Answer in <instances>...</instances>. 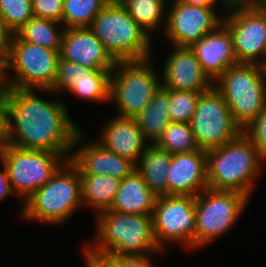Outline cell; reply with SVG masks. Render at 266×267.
<instances>
[{"label":"cell","mask_w":266,"mask_h":267,"mask_svg":"<svg viewBox=\"0 0 266 267\" xmlns=\"http://www.w3.org/2000/svg\"><path fill=\"white\" fill-rule=\"evenodd\" d=\"M33 89L9 88L8 144L46 150L71 158L74 140L82 130L72 121L68 107L58 99L39 98Z\"/></svg>","instance_id":"obj_1"},{"label":"cell","mask_w":266,"mask_h":267,"mask_svg":"<svg viewBox=\"0 0 266 267\" xmlns=\"http://www.w3.org/2000/svg\"><path fill=\"white\" fill-rule=\"evenodd\" d=\"M96 241L87 242L83 255L99 260L104 255L146 256L164 253L157 245L152 215L124 214L111 210L96 215Z\"/></svg>","instance_id":"obj_2"},{"label":"cell","mask_w":266,"mask_h":267,"mask_svg":"<svg viewBox=\"0 0 266 267\" xmlns=\"http://www.w3.org/2000/svg\"><path fill=\"white\" fill-rule=\"evenodd\" d=\"M206 155L208 188L239 192L251 199L255 179L266 159L243 133L207 150Z\"/></svg>","instance_id":"obj_3"},{"label":"cell","mask_w":266,"mask_h":267,"mask_svg":"<svg viewBox=\"0 0 266 267\" xmlns=\"http://www.w3.org/2000/svg\"><path fill=\"white\" fill-rule=\"evenodd\" d=\"M82 204V181L77 166L69 159L51 179L38 188L21 209L22 217L49 224H63Z\"/></svg>","instance_id":"obj_4"},{"label":"cell","mask_w":266,"mask_h":267,"mask_svg":"<svg viewBox=\"0 0 266 267\" xmlns=\"http://www.w3.org/2000/svg\"><path fill=\"white\" fill-rule=\"evenodd\" d=\"M116 61L151 59V37L119 0H111L88 27Z\"/></svg>","instance_id":"obj_5"},{"label":"cell","mask_w":266,"mask_h":267,"mask_svg":"<svg viewBox=\"0 0 266 267\" xmlns=\"http://www.w3.org/2000/svg\"><path fill=\"white\" fill-rule=\"evenodd\" d=\"M213 86L242 129L266 106V68L260 64L237 63L222 73Z\"/></svg>","instance_id":"obj_6"},{"label":"cell","mask_w":266,"mask_h":267,"mask_svg":"<svg viewBox=\"0 0 266 267\" xmlns=\"http://www.w3.org/2000/svg\"><path fill=\"white\" fill-rule=\"evenodd\" d=\"M150 59L117 61L110 74L109 100L117 115L135 118L153 99L161 85Z\"/></svg>","instance_id":"obj_7"},{"label":"cell","mask_w":266,"mask_h":267,"mask_svg":"<svg viewBox=\"0 0 266 267\" xmlns=\"http://www.w3.org/2000/svg\"><path fill=\"white\" fill-rule=\"evenodd\" d=\"M0 160L8 172L14 195H19L25 202L51 179L67 159L56 152L23 149L7 144L0 149Z\"/></svg>","instance_id":"obj_8"},{"label":"cell","mask_w":266,"mask_h":267,"mask_svg":"<svg viewBox=\"0 0 266 267\" xmlns=\"http://www.w3.org/2000/svg\"><path fill=\"white\" fill-rule=\"evenodd\" d=\"M59 59L60 51L23 41L14 34L6 59L7 71L15 74L11 78L7 72L9 88L50 90L57 76Z\"/></svg>","instance_id":"obj_9"},{"label":"cell","mask_w":266,"mask_h":267,"mask_svg":"<svg viewBox=\"0 0 266 267\" xmlns=\"http://www.w3.org/2000/svg\"><path fill=\"white\" fill-rule=\"evenodd\" d=\"M250 199L235 191L206 188L195 197V250L232 229Z\"/></svg>","instance_id":"obj_10"},{"label":"cell","mask_w":266,"mask_h":267,"mask_svg":"<svg viewBox=\"0 0 266 267\" xmlns=\"http://www.w3.org/2000/svg\"><path fill=\"white\" fill-rule=\"evenodd\" d=\"M153 233L164 251L168 242L195 249V197L190 195L158 196L152 213ZM166 244V245H165Z\"/></svg>","instance_id":"obj_11"},{"label":"cell","mask_w":266,"mask_h":267,"mask_svg":"<svg viewBox=\"0 0 266 267\" xmlns=\"http://www.w3.org/2000/svg\"><path fill=\"white\" fill-rule=\"evenodd\" d=\"M190 127L200 149L220 147L242 133L221 93L212 86L201 93Z\"/></svg>","instance_id":"obj_12"},{"label":"cell","mask_w":266,"mask_h":267,"mask_svg":"<svg viewBox=\"0 0 266 267\" xmlns=\"http://www.w3.org/2000/svg\"><path fill=\"white\" fill-rule=\"evenodd\" d=\"M225 10L227 16L223 18V24L232 36L237 62L265 67L266 7L263 4L235 5Z\"/></svg>","instance_id":"obj_13"},{"label":"cell","mask_w":266,"mask_h":267,"mask_svg":"<svg viewBox=\"0 0 266 267\" xmlns=\"http://www.w3.org/2000/svg\"><path fill=\"white\" fill-rule=\"evenodd\" d=\"M167 10L164 34L177 47H191L207 33L217 29L223 23L215 8H204L171 1Z\"/></svg>","instance_id":"obj_14"},{"label":"cell","mask_w":266,"mask_h":267,"mask_svg":"<svg viewBox=\"0 0 266 267\" xmlns=\"http://www.w3.org/2000/svg\"><path fill=\"white\" fill-rule=\"evenodd\" d=\"M170 54L161 72L163 88L203 93L213 86L190 47L174 46Z\"/></svg>","instance_id":"obj_15"},{"label":"cell","mask_w":266,"mask_h":267,"mask_svg":"<svg viewBox=\"0 0 266 267\" xmlns=\"http://www.w3.org/2000/svg\"><path fill=\"white\" fill-rule=\"evenodd\" d=\"M80 130L74 140L70 160L77 166L80 175H107L118 179L128 176L136 165L127 158L106 150L97 141L84 143ZM84 143L82 146L81 143ZM80 143L81 147L78 146ZM79 147L78 150H75Z\"/></svg>","instance_id":"obj_16"},{"label":"cell","mask_w":266,"mask_h":267,"mask_svg":"<svg viewBox=\"0 0 266 267\" xmlns=\"http://www.w3.org/2000/svg\"><path fill=\"white\" fill-rule=\"evenodd\" d=\"M206 150L177 153L167 172V195L198 196L208 188Z\"/></svg>","instance_id":"obj_17"},{"label":"cell","mask_w":266,"mask_h":267,"mask_svg":"<svg viewBox=\"0 0 266 267\" xmlns=\"http://www.w3.org/2000/svg\"><path fill=\"white\" fill-rule=\"evenodd\" d=\"M60 59L96 70H112L117 62L88 27L64 29Z\"/></svg>","instance_id":"obj_18"},{"label":"cell","mask_w":266,"mask_h":267,"mask_svg":"<svg viewBox=\"0 0 266 267\" xmlns=\"http://www.w3.org/2000/svg\"><path fill=\"white\" fill-rule=\"evenodd\" d=\"M190 49L212 82L229 67L238 63L234 54L232 36L223 23L193 44Z\"/></svg>","instance_id":"obj_19"},{"label":"cell","mask_w":266,"mask_h":267,"mask_svg":"<svg viewBox=\"0 0 266 267\" xmlns=\"http://www.w3.org/2000/svg\"><path fill=\"white\" fill-rule=\"evenodd\" d=\"M99 135L101 137L97 142L106 150L129 159L135 165L150 145L136 120L129 117L116 115L115 118L107 121Z\"/></svg>","instance_id":"obj_20"},{"label":"cell","mask_w":266,"mask_h":267,"mask_svg":"<svg viewBox=\"0 0 266 267\" xmlns=\"http://www.w3.org/2000/svg\"><path fill=\"white\" fill-rule=\"evenodd\" d=\"M156 198L142 174L134 169L121 180L109 210L124 214L152 215Z\"/></svg>","instance_id":"obj_21"},{"label":"cell","mask_w":266,"mask_h":267,"mask_svg":"<svg viewBox=\"0 0 266 267\" xmlns=\"http://www.w3.org/2000/svg\"><path fill=\"white\" fill-rule=\"evenodd\" d=\"M169 104L170 89L161 86L145 109L134 118L150 144H155L171 123Z\"/></svg>","instance_id":"obj_22"},{"label":"cell","mask_w":266,"mask_h":267,"mask_svg":"<svg viewBox=\"0 0 266 267\" xmlns=\"http://www.w3.org/2000/svg\"><path fill=\"white\" fill-rule=\"evenodd\" d=\"M172 155L155 144H150L141 155L136 169L155 196L167 195V172Z\"/></svg>","instance_id":"obj_23"},{"label":"cell","mask_w":266,"mask_h":267,"mask_svg":"<svg viewBox=\"0 0 266 267\" xmlns=\"http://www.w3.org/2000/svg\"><path fill=\"white\" fill-rule=\"evenodd\" d=\"M82 181V204L100 212L109 210L121 179L107 175H80Z\"/></svg>","instance_id":"obj_24"},{"label":"cell","mask_w":266,"mask_h":267,"mask_svg":"<svg viewBox=\"0 0 266 267\" xmlns=\"http://www.w3.org/2000/svg\"><path fill=\"white\" fill-rule=\"evenodd\" d=\"M58 25L54 20L33 17L15 34L23 41L60 51L65 28Z\"/></svg>","instance_id":"obj_25"},{"label":"cell","mask_w":266,"mask_h":267,"mask_svg":"<svg viewBox=\"0 0 266 267\" xmlns=\"http://www.w3.org/2000/svg\"><path fill=\"white\" fill-rule=\"evenodd\" d=\"M131 17L149 36L162 24L165 27L167 0H119ZM165 15V16H164ZM164 20V21H163Z\"/></svg>","instance_id":"obj_26"},{"label":"cell","mask_w":266,"mask_h":267,"mask_svg":"<svg viewBox=\"0 0 266 267\" xmlns=\"http://www.w3.org/2000/svg\"><path fill=\"white\" fill-rule=\"evenodd\" d=\"M110 74L111 70H96L81 65V76L69 93L91 101H110Z\"/></svg>","instance_id":"obj_27"},{"label":"cell","mask_w":266,"mask_h":267,"mask_svg":"<svg viewBox=\"0 0 266 267\" xmlns=\"http://www.w3.org/2000/svg\"><path fill=\"white\" fill-rule=\"evenodd\" d=\"M111 0H63L62 24L65 29L89 27Z\"/></svg>","instance_id":"obj_28"},{"label":"cell","mask_w":266,"mask_h":267,"mask_svg":"<svg viewBox=\"0 0 266 267\" xmlns=\"http://www.w3.org/2000/svg\"><path fill=\"white\" fill-rule=\"evenodd\" d=\"M155 145L168 151L171 155L200 149L195 141L190 123L171 122Z\"/></svg>","instance_id":"obj_29"},{"label":"cell","mask_w":266,"mask_h":267,"mask_svg":"<svg viewBox=\"0 0 266 267\" xmlns=\"http://www.w3.org/2000/svg\"><path fill=\"white\" fill-rule=\"evenodd\" d=\"M201 93L170 89L169 117L172 123H189Z\"/></svg>","instance_id":"obj_30"},{"label":"cell","mask_w":266,"mask_h":267,"mask_svg":"<svg viewBox=\"0 0 266 267\" xmlns=\"http://www.w3.org/2000/svg\"><path fill=\"white\" fill-rule=\"evenodd\" d=\"M0 15L15 34L34 17L32 0H0Z\"/></svg>","instance_id":"obj_31"},{"label":"cell","mask_w":266,"mask_h":267,"mask_svg":"<svg viewBox=\"0 0 266 267\" xmlns=\"http://www.w3.org/2000/svg\"><path fill=\"white\" fill-rule=\"evenodd\" d=\"M81 76V65L64 59H59L57 76L50 90H41L42 92L55 93L58 91L69 92L77 83Z\"/></svg>","instance_id":"obj_32"},{"label":"cell","mask_w":266,"mask_h":267,"mask_svg":"<svg viewBox=\"0 0 266 267\" xmlns=\"http://www.w3.org/2000/svg\"><path fill=\"white\" fill-rule=\"evenodd\" d=\"M242 133L258 149V152L266 159V106L258 113Z\"/></svg>","instance_id":"obj_33"},{"label":"cell","mask_w":266,"mask_h":267,"mask_svg":"<svg viewBox=\"0 0 266 267\" xmlns=\"http://www.w3.org/2000/svg\"><path fill=\"white\" fill-rule=\"evenodd\" d=\"M33 15L62 24L63 0H32Z\"/></svg>","instance_id":"obj_34"},{"label":"cell","mask_w":266,"mask_h":267,"mask_svg":"<svg viewBox=\"0 0 266 267\" xmlns=\"http://www.w3.org/2000/svg\"><path fill=\"white\" fill-rule=\"evenodd\" d=\"M150 256L104 255L99 260L106 267H155Z\"/></svg>","instance_id":"obj_35"},{"label":"cell","mask_w":266,"mask_h":267,"mask_svg":"<svg viewBox=\"0 0 266 267\" xmlns=\"http://www.w3.org/2000/svg\"><path fill=\"white\" fill-rule=\"evenodd\" d=\"M8 102L0 95V149L8 144Z\"/></svg>","instance_id":"obj_36"},{"label":"cell","mask_w":266,"mask_h":267,"mask_svg":"<svg viewBox=\"0 0 266 267\" xmlns=\"http://www.w3.org/2000/svg\"><path fill=\"white\" fill-rule=\"evenodd\" d=\"M13 35L14 33L7 27L0 15V57H8Z\"/></svg>","instance_id":"obj_37"},{"label":"cell","mask_w":266,"mask_h":267,"mask_svg":"<svg viewBox=\"0 0 266 267\" xmlns=\"http://www.w3.org/2000/svg\"><path fill=\"white\" fill-rule=\"evenodd\" d=\"M9 195H14V193L9 184L8 172L3 166V171H0V201Z\"/></svg>","instance_id":"obj_38"},{"label":"cell","mask_w":266,"mask_h":267,"mask_svg":"<svg viewBox=\"0 0 266 267\" xmlns=\"http://www.w3.org/2000/svg\"><path fill=\"white\" fill-rule=\"evenodd\" d=\"M5 57H0V95H6L9 90L7 82V67Z\"/></svg>","instance_id":"obj_39"},{"label":"cell","mask_w":266,"mask_h":267,"mask_svg":"<svg viewBox=\"0 0 266 267\" xmlns=\"http://www.w3.org/2000/svg\"><path fill=\"white\" fill-rule=\"evenodd\" d=\"M224 8L235 5H257L262 4V0H221ZM225 4V5H224Z\"/></svg>","instance_id":"obj_40"},{"label":"cell","mask_w":266,"mask_h":267,"mask_svg":"<svg viewBox=\"0 0 266 267\" xmlns=\"http://www.w3.org/2000/svg\"><path fill=\"white\" fill-rule=\"evenodd\" d=\"M179 1L204 8H214L213 7L214 3L217 2V0H179Z\"/></svg>","instance_id":"obj_41"},{"label":"cell","mask_w":266,"mask_h":267,"mask_svg":"<svg viewBox=\"0 0 266 267\" xmlns=\"http://www.w3.org/2000/svg\"><path fill=\"white\" fill-rule=\"evenodd\" d=\"M86 267H106L100 260H94L84 255Z\"/></svg>","instance_id":"obj_42"},{"label":"cell","mask_w":266,"mask_h":267,"mask_svg":"<svg viewBox=\"0 0 266 267\" xmlns=\"http://www.w3.org/2000/svg\"><path fill=\"white\" fill-rule=\"evenodd\" d=\"M266 3V0H262V4L264 5Z\"/></svg>","instance_id":"obj_43"}]
</instances>
